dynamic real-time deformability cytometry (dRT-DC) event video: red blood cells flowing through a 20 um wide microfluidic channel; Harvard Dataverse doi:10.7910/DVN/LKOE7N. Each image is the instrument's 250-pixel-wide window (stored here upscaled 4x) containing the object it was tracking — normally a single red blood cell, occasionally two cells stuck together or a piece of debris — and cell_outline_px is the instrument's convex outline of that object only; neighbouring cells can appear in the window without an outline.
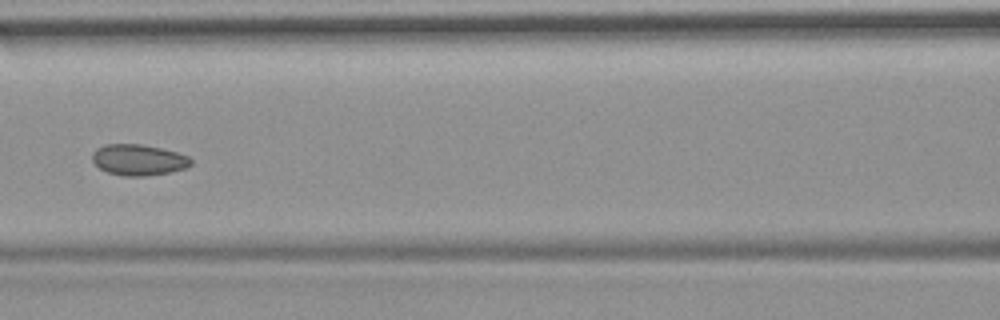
{"species": "common noctule bat (a hibernating species)", "species_latin": "Nyctalus noctula", "temperature_condition": "room temperature", "stored_images_in_passage": 15, "camera_frame_rate_fps": 3000, "um_per_image_px": 0.085, "animal": {"sex": "female", "body_mass_g": 19.9}, "frame": {"image": 1, "passage_image": 7, "time_ms": 8.0, "image_size_px": [1000, 320], "cell_outline_px": [[192, 164], [188, 168], [168, 172], [144, 176], [124, 176], [108, 172], [100, 168], [92, 160], [92, 152], [96, 148], [104, 144], [140, 144], [160, 148], [176, 152], [188, 156], [192, 160]], "centroid_in_image_um": [11.77, 13.58], "position_along_channel_um": 154.8, "area_um2": 17.8}}